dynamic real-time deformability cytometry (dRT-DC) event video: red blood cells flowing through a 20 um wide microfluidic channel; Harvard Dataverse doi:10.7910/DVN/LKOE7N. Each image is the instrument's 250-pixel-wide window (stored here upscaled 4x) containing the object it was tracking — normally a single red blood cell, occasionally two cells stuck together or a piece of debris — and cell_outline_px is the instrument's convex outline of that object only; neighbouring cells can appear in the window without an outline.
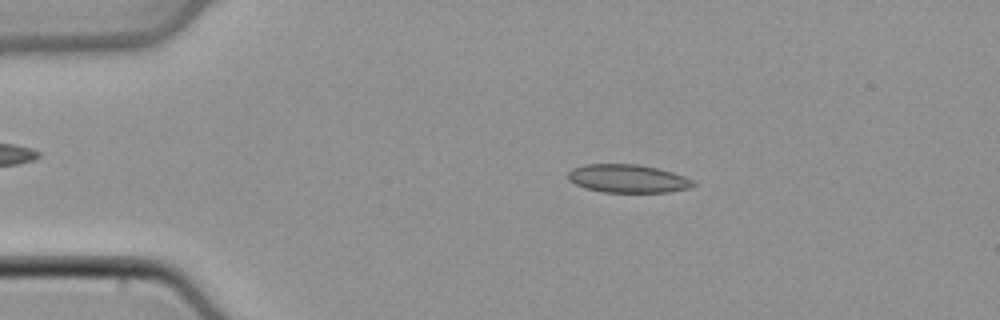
{"species": "common noctule bat (a hibernating species)", "species_latin": "Nyctalus noctula", "temperature_condition": "cold", "stored_images_in_passage": 48, "camera_frame_rate_fps": 3000, "um_per_image_px": 0.085, "animal": {"sex": "male", "body_mass_g": 21.5, "forearm_length_mm": 52.0}, "frame": {"image": 1, "passage_image": 9, "time_ms": 2.667, "image_size_px": [1000, 320], "cell_outline_px": [[696, 184], [688, 188], [668, 192], [604, 192], [584, 188], [568, 180], [568, 172], [572, 168], [584, 164], [640, 164], [672, 172], [684, 176], [692, 180]], "centroid_in_image_um": [53.33, 15.17], "position_along_channel_um": 31.7, "area_um2": 20.58}}
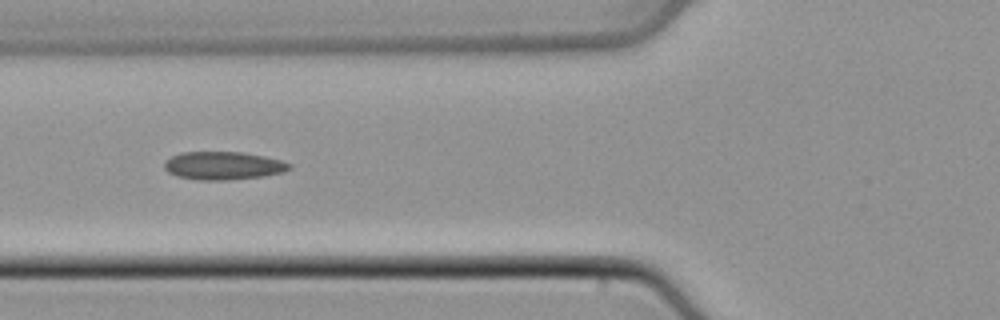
{"frame": {"image": 2, "passage_image": 18, "time_ms": 5.667, "image_size_px": [1000, 320], "cell_outline_px": [[292, 168], [284, 172], [264, 176], [228, 180], [196, 180], [176, 176], [168, 172], [164, 168], [164, 164], [172, 156], [180, 152], [244, 152], [264, 156], [280, 160], [292, 164]], "centroid_in_image_um": [18.99, 14.08], "position_along_channel_um": 106.8, "area_um2": 20.58}}
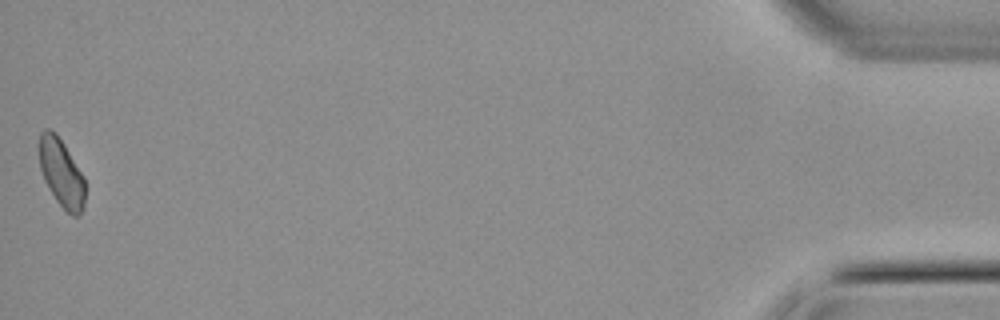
{"frame": {"image": 3, "passage_image": 48, "time_ms": 15.667, "image_size_px": [1000, 320], "cell_outline_px": [[84, 208], [80, 216], [72, 216], [56, 200], [44, 180], [40, 168], [40, 132], [44, 128], [48, 128], [56, 132], [64, 144], [84, 176]], "centroid_in_image_um": [5.23, 14.7], "position_along_channel_um": 430.0, "area_um2": 18.09}}